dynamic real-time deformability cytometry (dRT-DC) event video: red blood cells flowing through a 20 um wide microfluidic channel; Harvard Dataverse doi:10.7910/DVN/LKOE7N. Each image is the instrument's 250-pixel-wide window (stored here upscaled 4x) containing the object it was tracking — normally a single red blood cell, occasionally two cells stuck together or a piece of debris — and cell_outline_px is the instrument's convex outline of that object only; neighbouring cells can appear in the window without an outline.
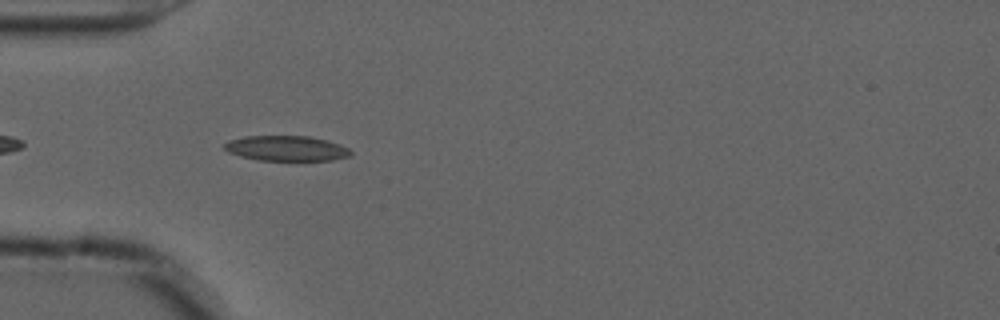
{"species": "common noctule bat (a hibernating species)", "species_latin": "Nyctalus noctula", "temperature_condition": "cold", "stored_images_in_passage": 41, "camera_frame_rate_fps": 3000, "um_per_image_px": 0.085, "animal": {"sex": "male", "forearm_length_mm": 52.5}, "frame": {"image": 1, "passage_image": 3, "time_ms": 0.667, "image_size_px": [1000, 320], "cell_outline_px": [[352, 156], [332, 160], [260, 160], [240, 156], [228, 152], [224, 148], [224, 144], [228, 140], [244, 136], [308, 136], [340, 144], [348, 148], [352, 152]], "centroid_in_image_um": [24.34, 12.61], "position_along_channel_um": 60.7, "area_um2": 18.5}}
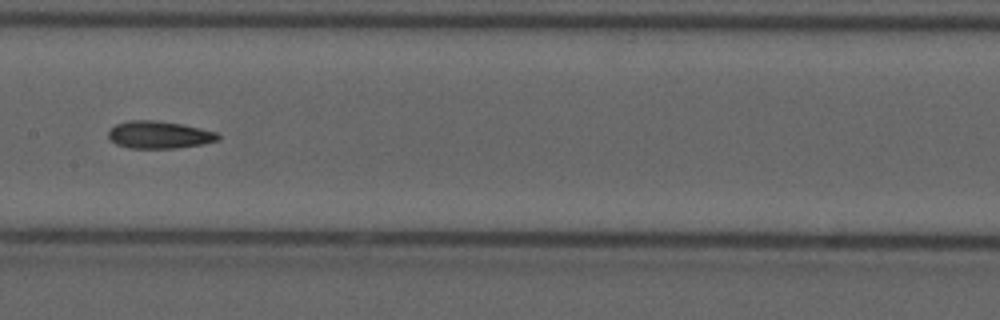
{"frame": {"image": 2, "passage_image": 14, "time_ms": 4.333, "image_size_px": [1000, 320], "cell_outline_px": [[220, 140], [204, 144], [176, 148], [128, 148], [116, 144], [108, 140], [108, 132], [116, 124], [128, 120], [156, 120], [180, 124], [200, 128], [216, 132], [220, 136]], "centroid_in_image_um": [13.51, 11.46], "position_along_channel_um": 193.9, "area_um2": 17.63}}
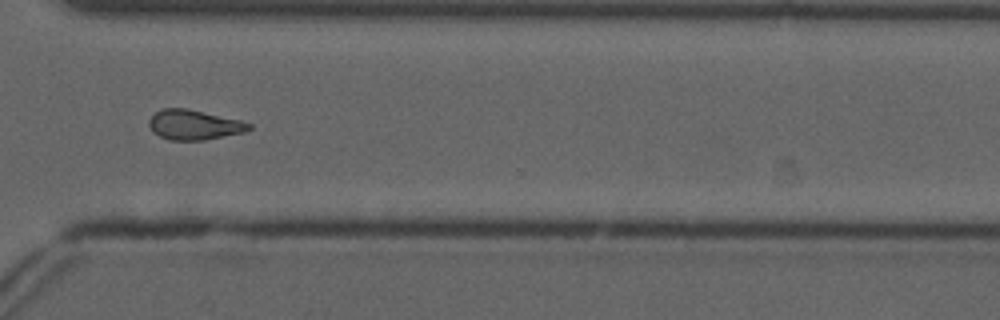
{"frame": {"image": 3, "passage_image": 27, "time_ms": 8.667, "image_size_px": [1000, 320], "cell_outline_px": [[252, 128], [244, 132], [204, 140], [168, 140], [152, 132], [148, 124], [148, 120], [160, 108], [188, 108], [240, 120], [252, 124]], "centroid_in_image_um": [16.47, 10.6], "position_along_channel_um": 354.1, "area_um2": 17.51}, "authors_computed_cell_mechanics": {"area_um2": 17.3978, "velocity_mm_per_s": 3.7115, "shape_relaxation_time_tau1_ms": null, "shape_relaxation_time_tau2_ms": 5.5323, "deformation_change_tau1": null, "deformation_change_tau2": 0.1286}}